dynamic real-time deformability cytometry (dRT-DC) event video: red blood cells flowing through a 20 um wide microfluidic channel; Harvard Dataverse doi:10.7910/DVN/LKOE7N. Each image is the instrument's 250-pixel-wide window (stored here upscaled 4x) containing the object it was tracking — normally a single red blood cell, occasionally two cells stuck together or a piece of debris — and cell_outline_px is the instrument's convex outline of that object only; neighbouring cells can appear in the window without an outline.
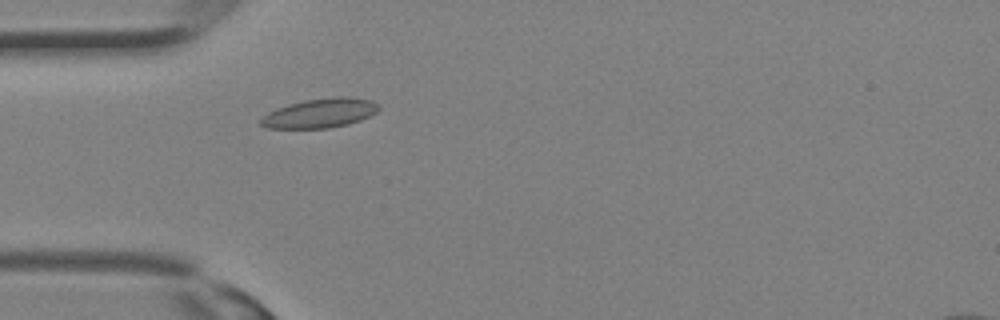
{"species": "Egyptian fruit bat (a non-hibernating species)", "species_latin": "Rousettus aegyptiacus", "temperature_condition": "room temperature", "stored_images_in_passage": 29, "camera_frame_rate_fps": 3000, "um_per_image_px": 0.085, "animal": {"sex": "female"}, "frame": {"image": 1, "passage_image": 7, "time_ms": 2.0, "image_size_px": [1000, 320], "cell_outline_px": [[380, 108], [376, 112], [360, 120], [348, 124], [328, 128], [268, 128], [260, 124], [260, 120], [268, 112], [276, 108], [288, 104], [304, 100], [332, 96], [348, 96], [372, 100], [380, 104]], "centroid_in_image_um": [27.23, 9.6], "position_along_channel_um": 57.8, "area_um2": 20.29}}
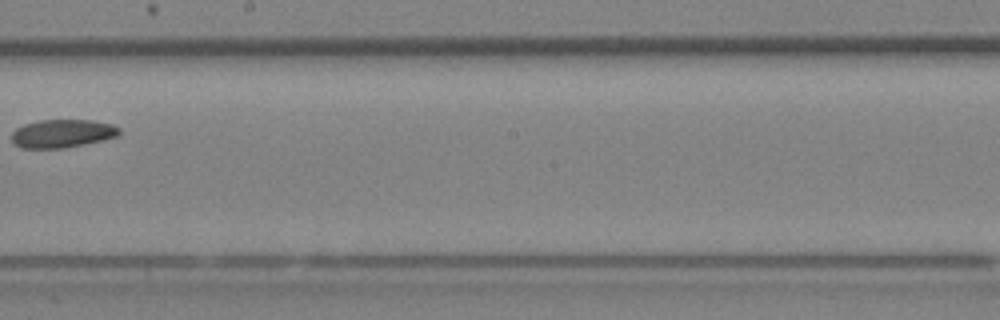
{"frame": {"image": 2, "passage_image": 16, "time_ms": 5.0, "image_size_px": [1000, 320], "cell_outline_px": [[120, 132], [116, 136], [84, 144], [64, 148], [20, 148], [12, 140], [12, 132], [16, 128], [24, 124], [40, 120], [92, 120], [112, 124], [120, 128]], "centroid_in_image_um": [5.27, 11.34], "position_along_channel_um": 242.9, "area_um2": 17.57}}
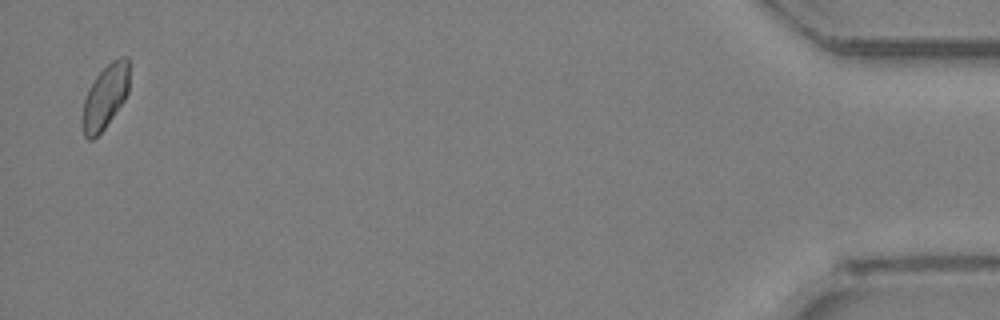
{"frame": {"image": 3, "passage_image": 29, "time_ms": 9.333, "image_size_px": [1000, 320], "cell_outline_px": [[132, 64], [128, 92], [124, 100], [104, 128], [92, 140], [88, 140], [84, 136], [80, 120], [84, 100], [88, 88], [96, 76], [112, 60], [120, 56], [128, 56]], "centroid_in_image_um": [8.96, 8.17], "position_along_channel_um": 426.2, "area_um2": 18.03}}